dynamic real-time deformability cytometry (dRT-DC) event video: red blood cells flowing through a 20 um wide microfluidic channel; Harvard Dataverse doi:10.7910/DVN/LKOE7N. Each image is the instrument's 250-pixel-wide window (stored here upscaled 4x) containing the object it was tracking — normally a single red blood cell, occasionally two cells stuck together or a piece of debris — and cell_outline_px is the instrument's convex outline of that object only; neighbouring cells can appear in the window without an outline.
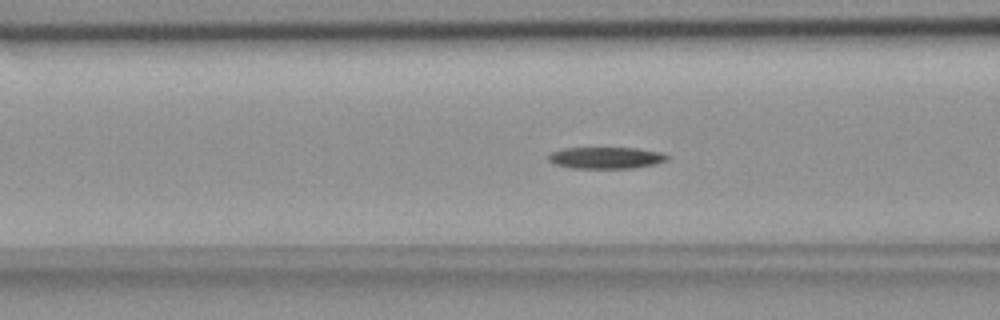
{"species": "common noctule bat (a hibernating species)", "species_latin": "Nyctalus noctula", "temperature_condition": "room temperature", "stored_images_in_passage": 40, "camera_frame_rate_fps": 3000, "um_per_image_px": 0.085, "animal": {"sex": "female", "body_mass_g": 18.4}, "frame": {"image": 1, "passage_image": 6, "time_ms": 1.667, "image_size_px": [1000, 320], "cell_outline_px": [[668, 160], [656, 164], [632, 168], [572, 168], [556, 164], [548, 160], [548, 156], [552, 152], [564, 148], [636, 148], [664, 152], [668, 156]], "centroid_in_image_um": [51.56, 13.41], "position_along_channel_um": 115.0, "area_um2": 14.97}}
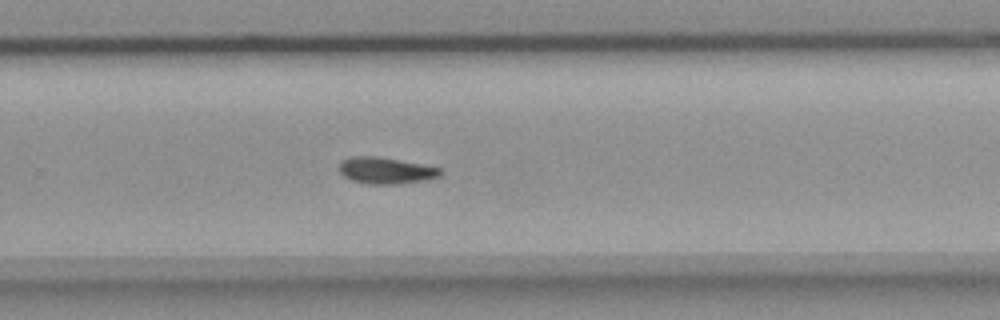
{"frame": {"image": 2, "passage_image": 21, "time_ms": 6.667, "image_size_px": [1000, 320], "cell_outline_px": [[444, 172], [440, 176], [428, 180], [400, 184], [368, 184], [352, 180], [344, 176], [340, 172], [340, 160], [352, 156], [376, 156], [400, 160], [444, 168]], "centroid_in_image_um": [32.86, 14.5], "position_along_channel_um": 296.9, "area_um2": 15.9}}
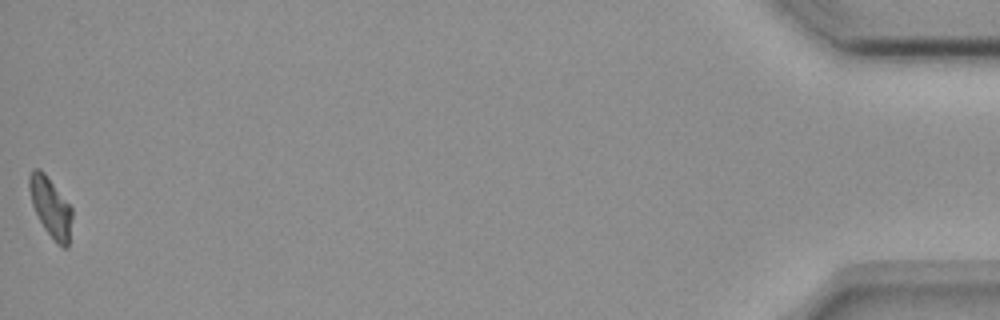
{"frame": {"image": 3, "passage_image": 40, "time_ms": 13.0, "image_size_px": [1000, 320], "cell_outline_px": [[72, 216], [68, 248], [64, 248], [56, 244], [44, 228], [32, 204], [28, 188], [28, 176], [32, 168], [40, 168], [44, 172], [72, 208]], "centroid_in_image_um": [4.29, 17.61], "position_along_channel_um": 430.9, "area_um2": 14.91}}